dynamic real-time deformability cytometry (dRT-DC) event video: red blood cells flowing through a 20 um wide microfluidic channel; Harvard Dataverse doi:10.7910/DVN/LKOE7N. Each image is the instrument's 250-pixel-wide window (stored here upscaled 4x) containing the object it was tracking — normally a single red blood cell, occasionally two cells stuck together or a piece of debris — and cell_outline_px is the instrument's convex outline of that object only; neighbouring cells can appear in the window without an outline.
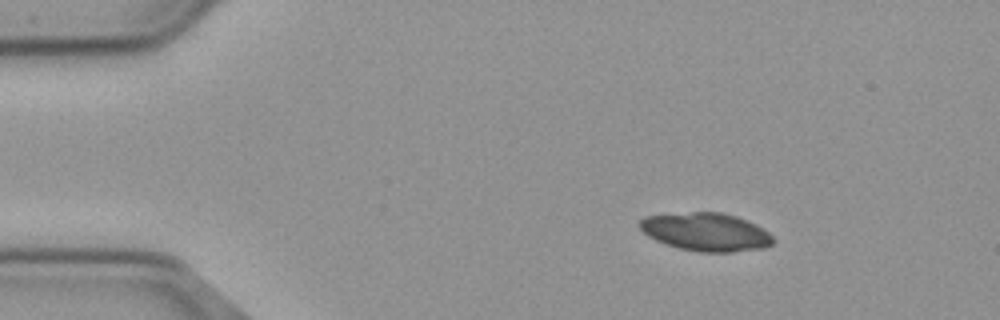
{"species": "common noctule bat (a hibernating species)", "species_latin": "Nyctalus noctula", "temperature_condition": "cold", "stored_images_in_passage": 48, "camera_frame_rate_fps": 3000, "um_per_image_px": 0.085, "animal": {"sex": "male", "body_mass_g": 23.1, "forearm_length_mm": 52.7}, "frame": {"image": 1, "passage_image": 1, "time_ms": 0.0, "image_size_px": [1000, 320], "cell_outline_px": [[776, 240], [772, 244], [764, 248], [732, 252], [700, 252], [680, 248], [664, 244], [648, 236], [636, 224], [644, 216], [692, 212], [720, 212], [736, 216], [756, 224], [768, 232]], "centroid_in_image_um": [60.01, 19.72], "position_along_channel_um": 25.0, "area_um2": 29.77}, "authors_computed_cell_mechanics": {"area_um2": 29.9693, "velocity_mm_per_s": 3.6599, "shape_relaxation_time_tau1_ms": 0.0986, "shape_relaxation_time_tau2_ms": 3.6349, "deformation_change_tau1": 0.224, "deformation_change_tau2": 0.069}}